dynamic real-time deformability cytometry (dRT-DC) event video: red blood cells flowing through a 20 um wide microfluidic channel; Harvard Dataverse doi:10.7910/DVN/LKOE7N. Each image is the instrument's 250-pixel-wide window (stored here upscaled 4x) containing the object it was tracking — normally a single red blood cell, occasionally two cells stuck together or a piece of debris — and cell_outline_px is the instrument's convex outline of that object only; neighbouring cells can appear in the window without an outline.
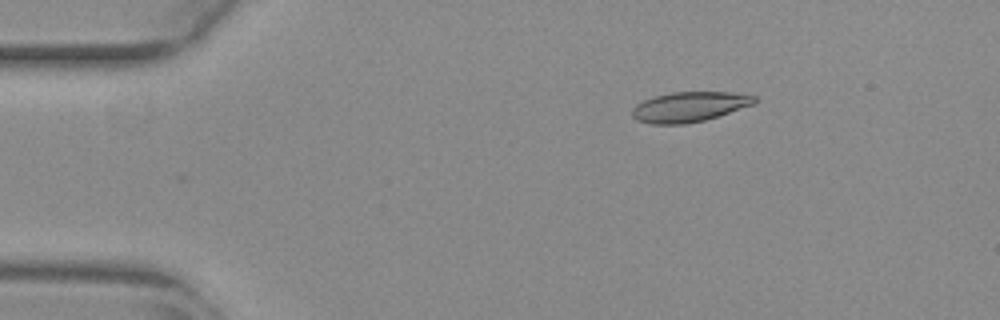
{"species": "common noctule bat (a hibernating species)", "species_latin": "Nyctalus noctula", "temperature_condition": "warm", "stored_images_in_passage": 34, "camera_frame_rate_fps": 3000, "um_per_image_px": 0.085, "animal": {"sex": "female", "body_mass_g": 29.2, "forearm_length_mm": 56.3}, "frame": {"image": 1, "passage_image": 1, "time_ms": 0.0, "image_size_px": [1000, 320], "cell_outline_px": [[756, 104], [704, 120], [684, 124], [652, 124], [636, 120], [632, 116], [632, 108], [636, 104], [644, 100], [656, 96], [672, 92], [732, 92], [756, 96]], "centroid_in_image_um": [58.6, 9.08], "position_along_channel_um": 26.4, "area_um2": 21.39}}
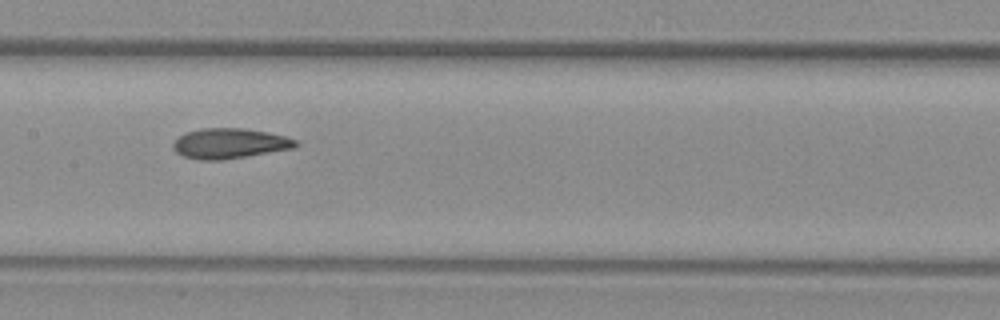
{"frame": {"image": 2, "passage_image": 19, "time_ms": 6.0, "image_size_px": [1000, 320], "cell_outline_px": [[300, 144], [292, 148], [248, 156], [224, 160], [196, 160], [184, 156], [176, 152], [172, 148], [172, 144], [184, 132], [200, 128], [244, 128], [268, 132], [284, 136], [296, 140]], "centroid_in_image_um": [19.48, 12.19], "position_along_channel_um": 187.9, "area_um2": 21.68}}
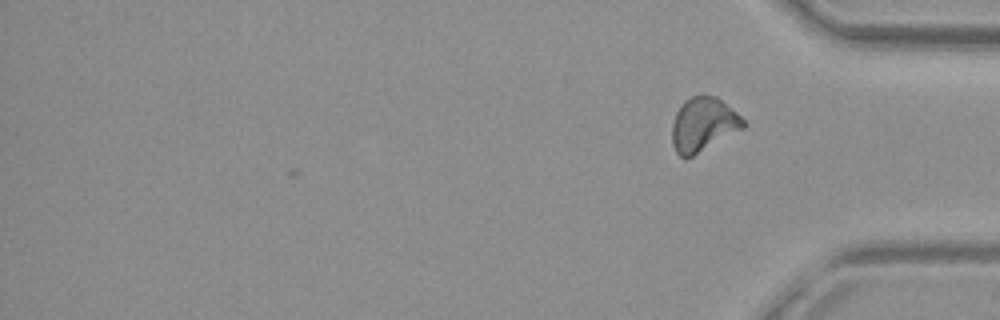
{"frame": {"image": 3, "passage_image": 34, "time_ms": 11.0, "image_size_px": [1000, 320], "cell_outline_px": [[748, 124], [744, 128], [692, 156], [684, 160], [676, 152], [672, 144], [672, 124], [676, 112], [680, 104], [684, 100], [700, 92], [704, 92], [716, 96], [736, 112]], "centroid_in_image_um": [59.76, 10.54], "position_along_channel_um": 375.4, "area_um2": 22.77}, "authors_computed_cell_mechanics": {"area_um2": 21.6172, "velocity_mm_per_s": 3.8469, "shape_relaxation_time_tau1_ms": 9.8099, "shape_relaxation_time_tau2_ms": 1.8121, "deformation_change_tau1": 0.2271, "deformation_change_tau2": 0.0747}}